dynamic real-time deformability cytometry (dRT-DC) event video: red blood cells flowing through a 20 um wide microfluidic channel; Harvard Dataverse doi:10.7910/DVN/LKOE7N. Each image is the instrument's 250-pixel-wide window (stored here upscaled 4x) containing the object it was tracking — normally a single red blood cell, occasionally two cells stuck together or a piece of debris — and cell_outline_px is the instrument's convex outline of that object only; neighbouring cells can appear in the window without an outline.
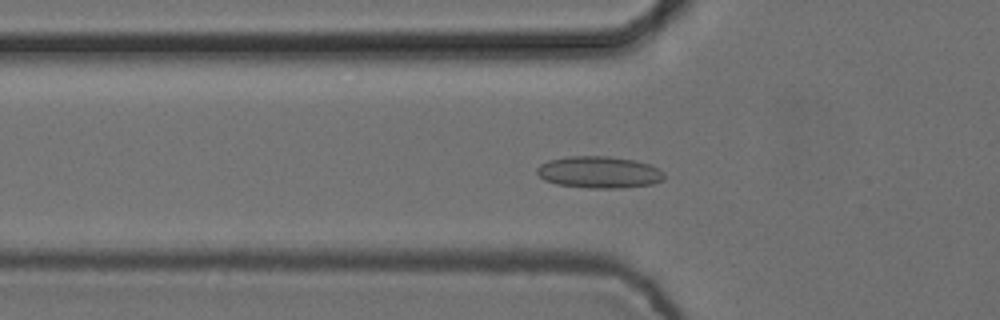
{"species": "common noctule bat (a hibernating species)", "species_latin": "Nyctalus noctula", "temperature_condition": "cold", "stored_images_in_passage": 55, "camera_frame_rate_fps": 3000, "um_per_image_px": 0.085, "animal": {"sex": "female", "body_mass_g": 24.6, "forearm_length_mm": 56.2}, "frame": {"image": 1, "passage_image": 18, "time_ms": 5.667, "image_size_px": [1000, 320], "cell_outline_px": [[664, 180], [652, 184], [620, 188], [588, 188], [556, 184], [544, 180], [536, 172], [536, 168], [540, 164], [548, 160], [568, 156], [608, 156], [636, 160], [660, 168], [664, 172]], "centroid_in_image_um": [50.93, 14.63], "position_along_channel_um": 74.9, "area_um2": 23.81}}
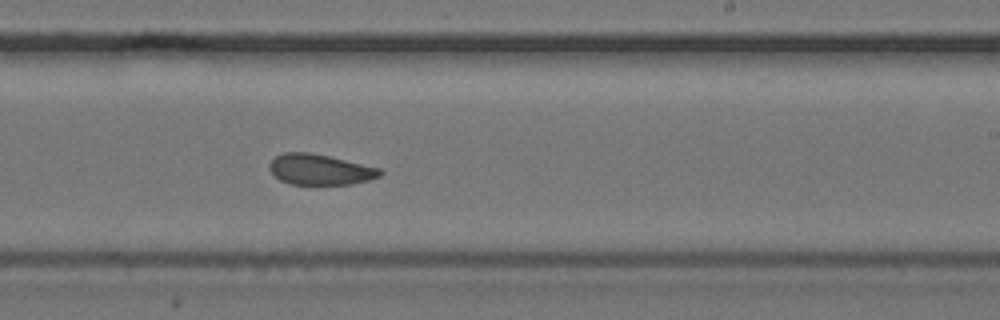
{"frame": {"image": 2, "passage_image": 33, "time_ms": 10.667, "image_size_px": [1000, 320], "cell_outline_px": [[384, 172], [380, 176], [368, 180], [352, 184], [292, 184], [280, 180], [268, 168], [268, 164], [276, 156], [284, 152], [308, 152], [328, 156], [380, 168]], "centroid_in_image_um": [27.2, 14.41], "position_along_channel_um": 261.8, "area_um2": 19.59}}
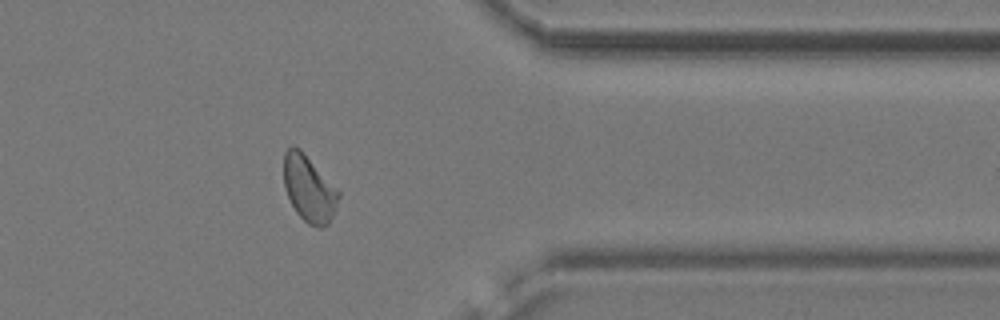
{"frame": {"image": 3, "passage_image": 44, "time_ms": 14.333, "image_size_px": [1000, 320], "cell_outline_px": [[340, 196], [332, 216], [328, 224], [320, 228], [316, 228], [308, 224], [296, 212], [284, 188], [284, 152], [292, 144], [300, 148], [340, 192]], "centroid_in_image_um": [26.25, 16.03], "position_along_channel_um": 385.1, "area_um2": 21.1}, "authors_computed_cell_mechanics": {"area_um2": 21.1548, "velocity_mm_per_s": 3.729, "shape_relaxation_time_tau1_ms": null, "shape_relaxation_time_tau2_ms": 2.4487, "deformation_change_tau1": null, "deformation_change_tau2": 0.0814}}